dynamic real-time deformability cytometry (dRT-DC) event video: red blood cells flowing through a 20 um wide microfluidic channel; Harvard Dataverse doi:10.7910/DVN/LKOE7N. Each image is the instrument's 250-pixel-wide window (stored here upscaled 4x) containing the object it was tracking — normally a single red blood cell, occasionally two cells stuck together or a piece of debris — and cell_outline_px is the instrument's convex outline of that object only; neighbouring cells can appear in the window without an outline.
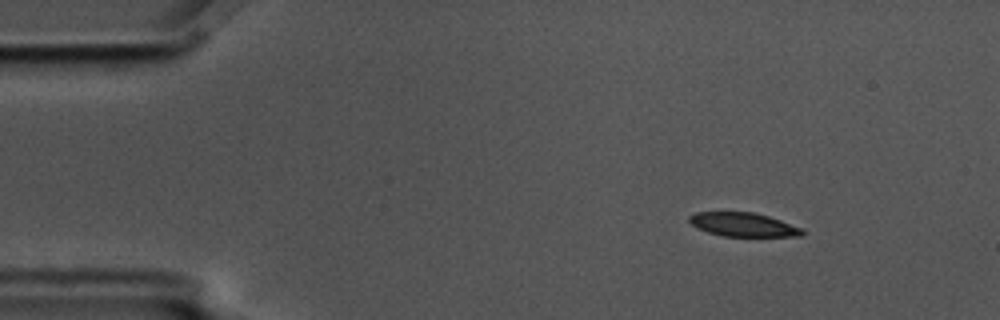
{"species": "common noctule bat (a hibernating species)", "species_latin": "Nyctalus noctula", "temperature_condition": "cold", "stored_images_in_passage": 4, "camera_frame_rate_fps": 3000, "um_per_image_px": 0.085, "animal": {"sex": "male", "body_mass_g": 17.5, "forearm_length_mm": 52.3}, "frame": {"image": 1, "passage_image": 2, "time_ms": 0.333, "image_size_px": [1000, 320], "cell_outline_px": [[804, 236], [724, 236], [708, 232], [696, 228], [688, 220], [688, 216], [696, 212], [752, 212], [768, 216], [804, 228]], "centroid_in_image_um": [63.18, 19.09], "position_along_channel_um": 21.8, "area_um2": 15.72}}
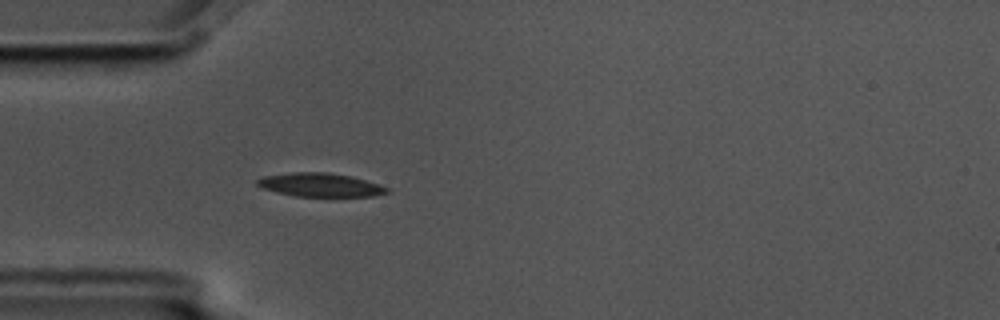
{"frame": {"image": 2, "passage_image": 4, "time_ms": 1.0, "image_size_px": [1000, 320], "cell_outline_px": [[388, 192], [372, 196], [296, 196], [276, 192], [264, 188], [256, 184], [256, 180], [264, 176], [292, 172], [328, 172], [348, 176], [380, 184], [388, 188]], "centroid_in_image_um": [27.19, 15.71], "position_along_channel_um": 57.8, "area_um2": 17.57}}